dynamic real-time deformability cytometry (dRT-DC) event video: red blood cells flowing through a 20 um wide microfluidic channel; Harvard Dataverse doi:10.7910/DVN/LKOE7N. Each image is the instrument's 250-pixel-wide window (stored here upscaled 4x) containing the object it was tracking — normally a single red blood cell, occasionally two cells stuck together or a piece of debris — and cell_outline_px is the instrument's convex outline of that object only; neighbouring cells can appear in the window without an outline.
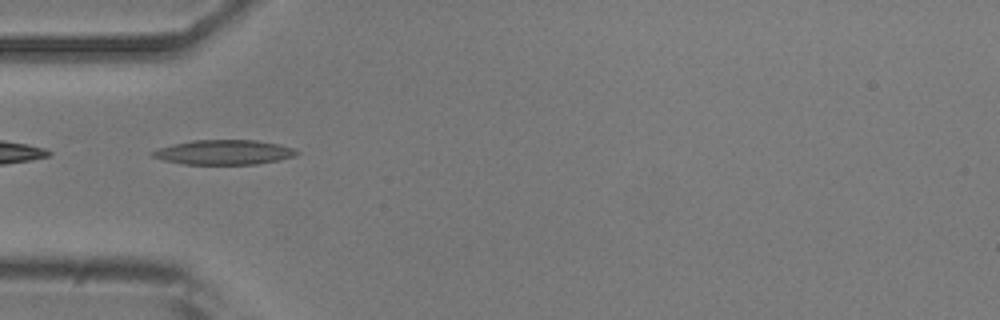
{"species": "common noctule bat (a hibernating species)", "species_latin": "Nyctalus noctula", "temperature_condition": "room temperature", "stored_images_in_passage": 3, "camera_frame_rate_fps": 3000, "um_per_image_px": 0.085, "animal": {"sex": "male", "body_mass_g": 20.5, "forearm_length_mm": 52.5}, "frame": {"image": 1, "passage_image": 1, "time_ms": 0.0, "image_size_px": [1000, 320], "cell_outline_px": [[300, 152], [296, 156], [280, 160], [256, 164], [184, 164], [164, 160], [152, 156], [148, 152], [172, 144], [192, 140], [256, 140], [280, 144], [296, 148]], "centroid_in_image_um": [19.08, 12.94], "position_along_channel_um": 65.9, "area_um2": 20.92}}
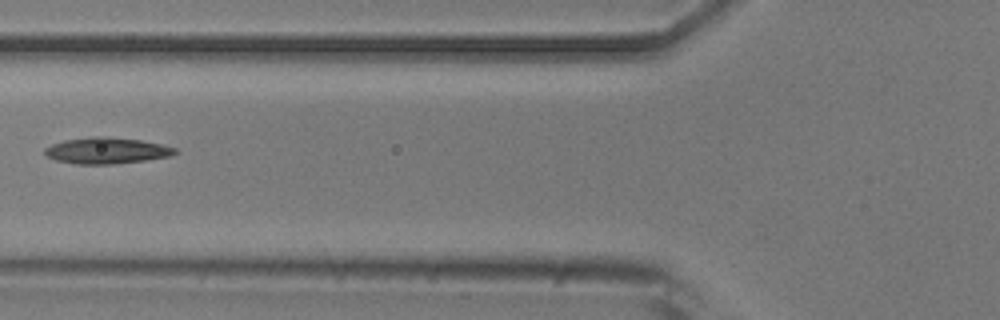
{"frame": {"image": 2, "passage_image": 2, "time_ms": 1.333, "image_size_px": [1000, 320], "cell_outline_px": [[176, 152], [172, 156], [144, 160], [112, 164], [76, 164], [56, 160], [48, 156], [44, 152], [44, 148], [52, 144], [64, 140], [92, 136], [104, 136], [140, 140], [160, 144], [176, 148]], "centroid_in_image_um": [9.04, 12.8], "position_along_channel_um": 116.8, "area_um2": 19.77}}
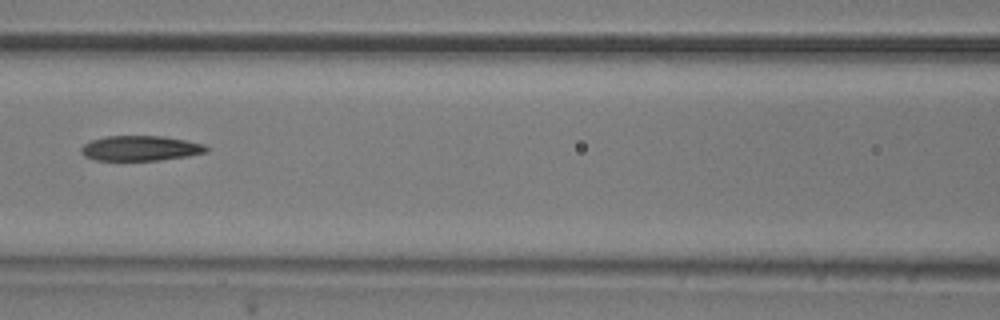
{"frame": {"image": 3, "passage_image": 3, "time_ms": 2.333, "image_size_px": [1000, 320], "cell_outline_px": [[208, 152], [188, 156], [160, 160], [96, 160], [84, 156], [80, 152], [80, 148], [84, 144], [92, 140], [104, 136], [160, 136], [184, 140], [204, 144], [208, 148]], "centroid_in_image_um": [11.92, 12.6], "position_along_channel_um": 154.7, "area_um2": 18.26}}